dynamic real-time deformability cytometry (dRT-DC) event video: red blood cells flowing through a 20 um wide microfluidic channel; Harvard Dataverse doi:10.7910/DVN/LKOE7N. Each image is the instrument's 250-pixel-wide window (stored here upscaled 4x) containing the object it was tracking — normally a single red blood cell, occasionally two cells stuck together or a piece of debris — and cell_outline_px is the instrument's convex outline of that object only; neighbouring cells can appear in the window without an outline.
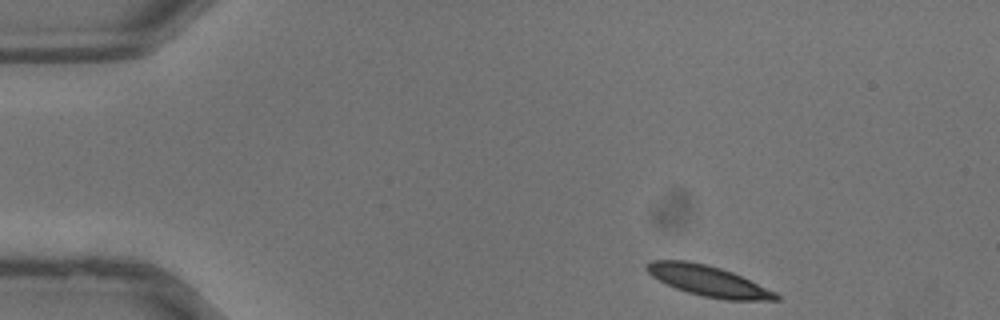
{"species": "common noctule bat (a hibernating species)", "species_latin": "Nyctalus noctula", "temperature_condition": "warm", "stored_images_in_passage": 33, "camera_frame_rate_fps": 3000, "um_per_image_px": 0.085, "animal": {"sex": "male", "body_mass_g": 13.3}, "frame": {"image": 1, "passage_image": 1, "time_ms": 0.0, "image_size_px": [1000, 320], "cell_outline_px": [[780, 300], [724, 300], [704, 296], [688, 292], [676, 288], [652, 276], [644, 268], [644, 264], [652, 260], [688, 260], [720, 268], [732, 272], [776, 292], [780, 296]], "centroid_in_image_um": [60.19, 23.87], "position_along_channel_um": 24.8, "area_um2": 22.83}}
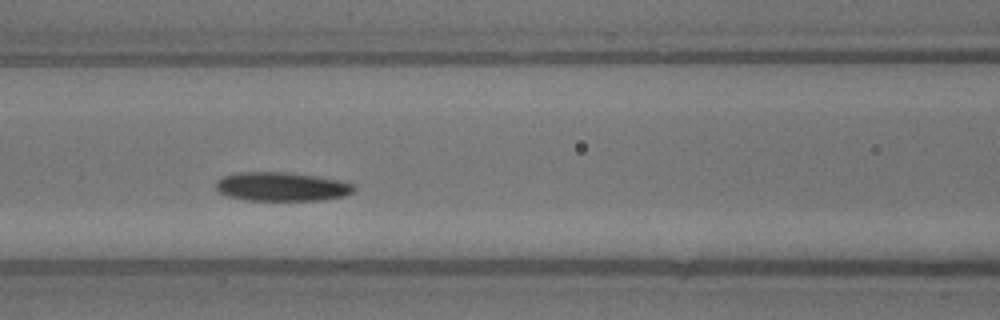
{"frame": {"image": 2, "passage_image": 12, "time_ms": 3.667, "image_size_px": [1000, 320], "cell_outline_px": [[356, 188], [352, 192], [344, 196], [324, 200], [248, 200], [228, 196], [216, 192], [216, 180], [224, 176], [236, 172], [288, 172], [316, 176], [340, 180], [352, 184]], "centroid_in_image_um": [23.92, 15.86], "position_along_channel_um": 142.7, "area_um2": 23.35}}
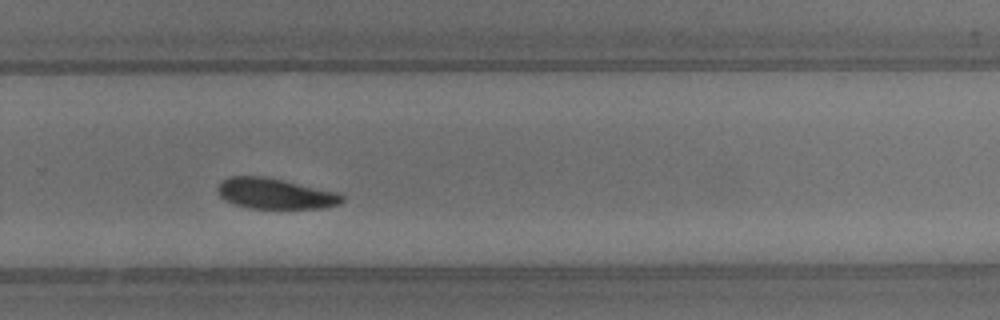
{"frame": {"image": 3, "passage_image": 21, "time_ms": 6.667, "image_size_px": [1000, 320], "cell_outline_px": [[344, 200], [340, 204], [324, 208], [248, 208], [232, 204], [224, 200], [216, 192], [216, 188], [220, 180], [228, 176], [264, 176], [284, 180], [336, 192], [344, 196]], "centroid_in_image_um": [23.32, 16.45], "position_along_channel_um": 306.5, "area_um2": 22.48}}